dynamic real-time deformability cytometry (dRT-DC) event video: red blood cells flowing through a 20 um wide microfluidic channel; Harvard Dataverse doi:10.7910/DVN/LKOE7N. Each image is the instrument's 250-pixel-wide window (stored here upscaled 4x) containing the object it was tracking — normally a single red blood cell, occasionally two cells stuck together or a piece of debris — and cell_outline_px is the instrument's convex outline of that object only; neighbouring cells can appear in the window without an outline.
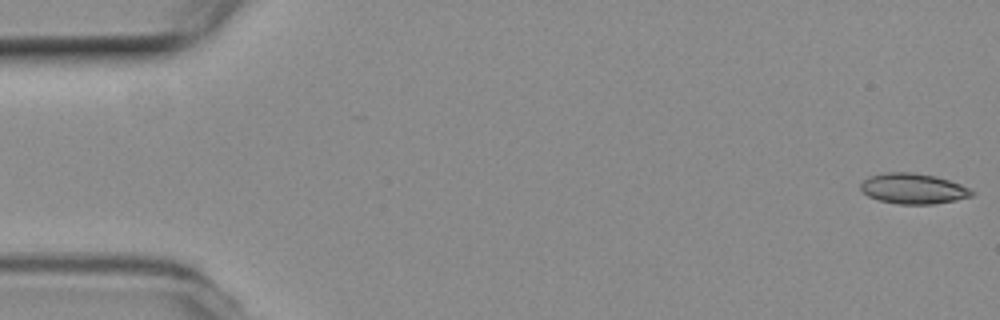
{"species": "common noctule bat (a hibernating species)", "species_latin": "Nyctalus noctula", "temperature_condition": "room temperature", "stored_images_in_passage": 43, "camera_frame_rate_fps": 3000, "um_per_image_px": 0.085, "animal": {"sex": "female", "body_mass_g": 19.3, "forearm_length_mm": 54.1}, "frame": {"image": 1, "passage_image": 1, "time_ms": 0.0, "image_size_px": [1000, 320], "cell_outline_px": [[972, 196], [956, 200], [932, 204], [900, 204], [880, 200], [868, 196], [860, 188], [860, 184], [868, 176], [884, 172], [912, 172], [936, 176], [960, 184], [968, 188], [972, 192]], "centroid_in_image_um": [77.59, 16.02], "position_along_channel_um": 7.4, "area_um2": 19.59}}
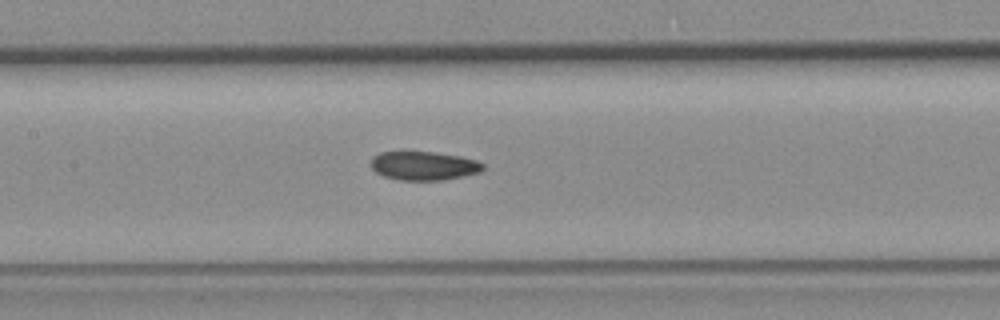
{"frame": {"image": 2, "passage_image": 25, "time_ms": 8.0, "image_size_px": [1000, 320], "cell_outline_px": [[484, 168], [480, 172], [464, 176], [444, 180], [400, 180], [384, 176], [376, 172], [372, 168], [372, 156], [380, 152], [432, 152], [460, 156], [476, 160], [484, 164]], "centroid_in_image_um": [36.04, 14.09], "position_along_channel_um": 171.4, "area_um2": 18.73}}
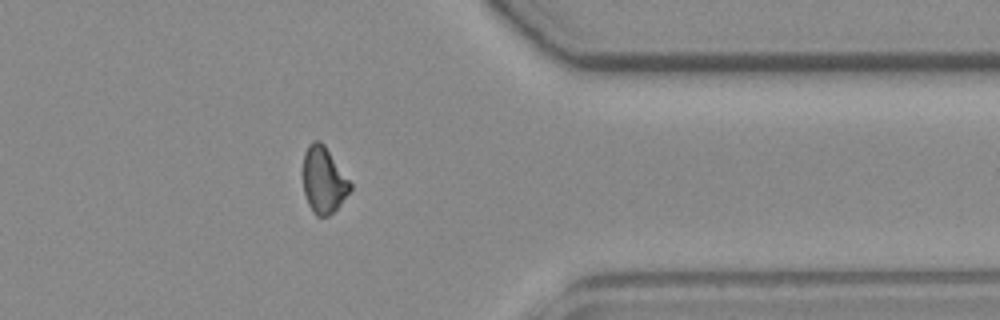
{"frame": {"image": 3, "passage_image": 43, "time_ms": 14.0, "image_size_px": [1000, 320], "cell_outline_px": [[352, 188], [336, 208], [328, 216], [316, 216], [312, 212], [308, 204], [304, 192], [304, 152], [308, 144], [312, 140], [320, 140], [324, 144], [352, 184]], "centroid_in_image_um": [27.49, 15.29], "position_along_channel_um": 383.9, "area_um2": 18.03}, "authors_computed_cell_mechanics": {"area_um2": 19.4208, "velocity_mm_per_s": 3.7957, "shape_relaxation_time_tau1_ms": null, "shape_relaxation_time_tau2_ms": 3.1827, "deformation_change_tau1": null, "deformation_change_tau2": 0.0761}}